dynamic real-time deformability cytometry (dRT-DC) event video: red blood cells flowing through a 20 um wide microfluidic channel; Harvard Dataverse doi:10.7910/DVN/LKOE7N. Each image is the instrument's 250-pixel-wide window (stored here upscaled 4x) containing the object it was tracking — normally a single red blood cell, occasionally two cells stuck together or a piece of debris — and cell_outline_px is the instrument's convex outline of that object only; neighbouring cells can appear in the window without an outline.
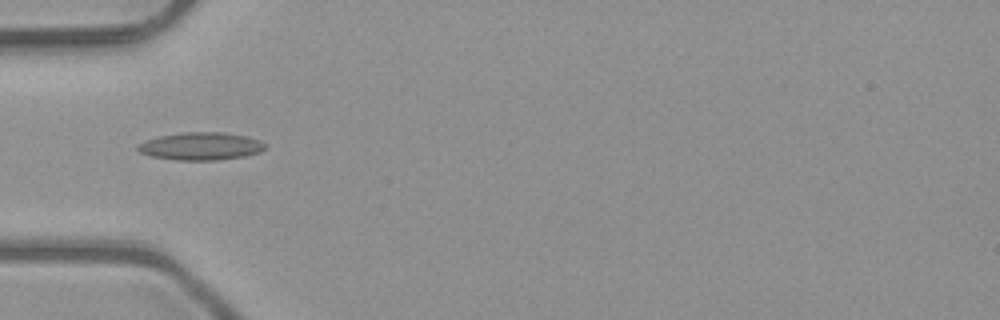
{"species": "common noctule bat (a hibernating species)", "species_latin": "Nyctalus noctula", "temperature_condition": "room temperature", "stored_images_in_passage": 2, "camera_frame_rate_fps": 3000, "um_per_image_px": 0.085, "animal": {"sex": "male", "body_mass_g": 23.1, "forearm_length_mm": 52.7}, "frame": {"image": 1, "passage_image": 2, "time_ms": 0.333, "image_size_px": [1000, 320], "cell_outline_px": [[268, 144], [260, 152], [244, 156], [216, 160], [176, 160], [152, 156], [140, 152], [136, 148], [144, 140], [160, 136], [180, 132], [220, 132], [248, 136], [260, 140]], "centroid_in_image_um": [17.09, 12.42], "position_along_channel_um": 67.9, "area_um2": 20.58}}